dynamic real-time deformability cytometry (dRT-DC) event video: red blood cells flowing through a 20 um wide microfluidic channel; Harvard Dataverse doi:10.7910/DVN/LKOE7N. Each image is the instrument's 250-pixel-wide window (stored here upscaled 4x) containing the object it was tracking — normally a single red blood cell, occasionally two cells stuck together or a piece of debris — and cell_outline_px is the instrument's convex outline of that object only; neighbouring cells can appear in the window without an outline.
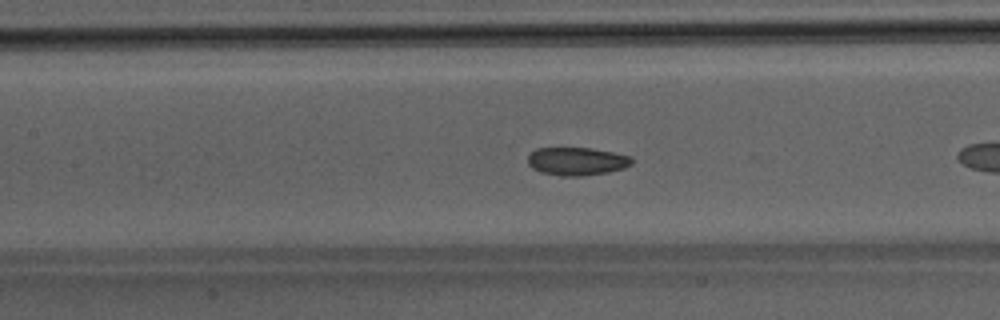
{"species": "Egyptian fruit bat (a non-hibernating species)", "species_latin": "Rousettus aegyptiacus", "temperature_condition": "room temperature", "stored_images_in_passage": 12, "camera_frame_rate_fps": 3000, "um_per_image_px": 0.085, "animal": {"sex": "male"}, "frame": {"image": 1, "passage_image": 8, "time_ms": 2.333, "image_size_px": [1000, 320], "cell_outline_px": [[632, 164], [624, 168], [608, 172], [580, 176], [560, 176], [540, 172], [532, 168], [528, 164], [528, 156], [536, 148], [592, 148], [632, 156]], "centroid_in_image_um": [49.03, 13.71], "position_along_channel_um": 158.4, "area_um2": 17.05}}
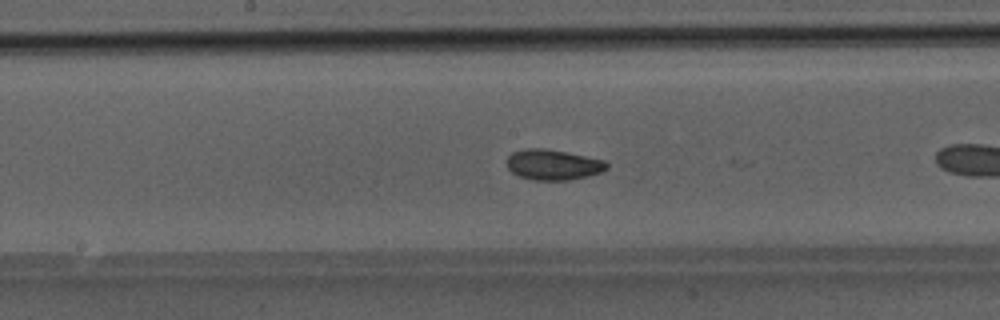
{"frame": {"image": 2, "passage_image": 11, "time_ms": 3.333, "image_size_px": [1000, 320], "cell_outline_px": [[608, 168], [600, 172], [588, 176], [568, 180], [532, 180], [520, 176], [512, 172], [508, 168], [508, 156], [512, 152], [524, 148], [544, 148], [568, 152], [604, 160], [608, 164]], "centroid_in_image_um": [47.01, 13.99], "position_along_channel_um": 201.2, "area_um2": 17.74}}